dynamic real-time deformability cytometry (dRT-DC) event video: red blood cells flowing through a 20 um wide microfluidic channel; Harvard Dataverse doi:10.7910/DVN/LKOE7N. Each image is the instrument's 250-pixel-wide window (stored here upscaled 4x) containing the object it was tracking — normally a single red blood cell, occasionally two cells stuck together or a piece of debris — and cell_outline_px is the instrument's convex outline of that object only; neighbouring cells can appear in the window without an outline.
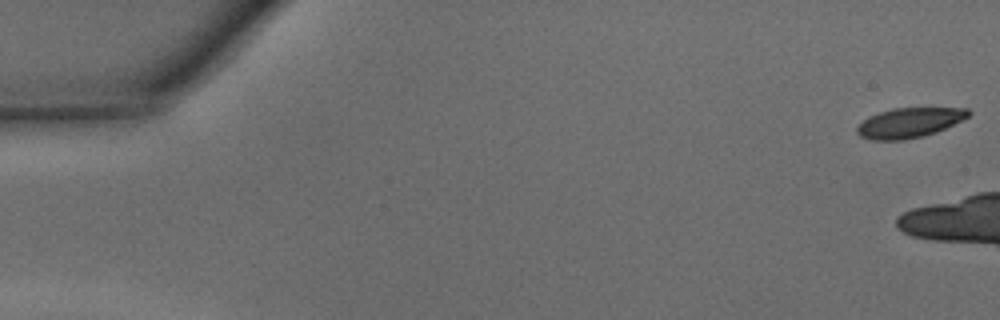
{"species": "common noctule bat (a hibernating species)", "species_latin": "Nyctalus noctula", "temperature_condition": "warm", "stored_images_in_passage": 7, "camera_frame_rate_fps": 3000, "um_per_image_px": 0.085, "animal": {"sex": "male", "body_mass_g": 15.6}, "frame": {"image": 1, "passage_image": 1, "time_ms": 0.0, "image_size_px": [1000, 320], "cell_outline_px": [[972, 112], [968, 116], [936, 132], [924, 136], [904, 140], [872, 140], [860, 136], [856, 132], [856, 128], [868, 116], [892, 108], [968, 108]], "centroid_in_image_um": [77.26, 10.43], "position_along_channel_um": 7.7, "area_um2": 19.25}}